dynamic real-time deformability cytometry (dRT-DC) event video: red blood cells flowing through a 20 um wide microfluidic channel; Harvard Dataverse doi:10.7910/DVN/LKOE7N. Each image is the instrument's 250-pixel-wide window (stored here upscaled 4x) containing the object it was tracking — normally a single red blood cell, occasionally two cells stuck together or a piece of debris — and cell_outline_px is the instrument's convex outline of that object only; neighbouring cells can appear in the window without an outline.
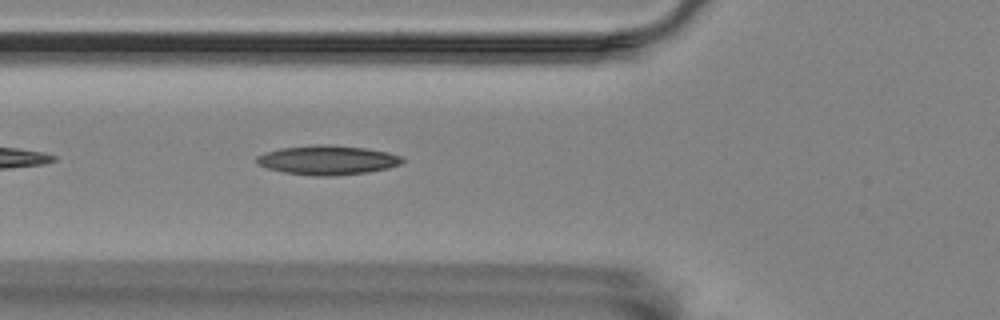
{"species": "Egyptian fruit bat (a non-hibernating species)", "species_latin": "Rousettus aegyptiacus", "temperature_condition": "room temperature", "stored_images_in_passage": 42, "camera_frame_rate_fps": 3000, "um_per_image_px": 0.085, "animal": {"sex": "female"}, "frame": {"image": 1, "passage_image": 6, "time_ms": 1.667, "image_size_px": [1000, 320], "cell_outline_px": [[404, 160], [400, 164], [388, 168], [368, 172], [336, 176], [312, 176], [284, 172], [268, 168], [256, 164], [256, 156], [264, 152], [280, 148], [316, 144], [324, 144], [364, 148], [388, 152], [400, 156]], "centroid_in_image_um": [27.8, 13.61], "position_along_channel_um": 98.0, "area_um2": 24.97}}
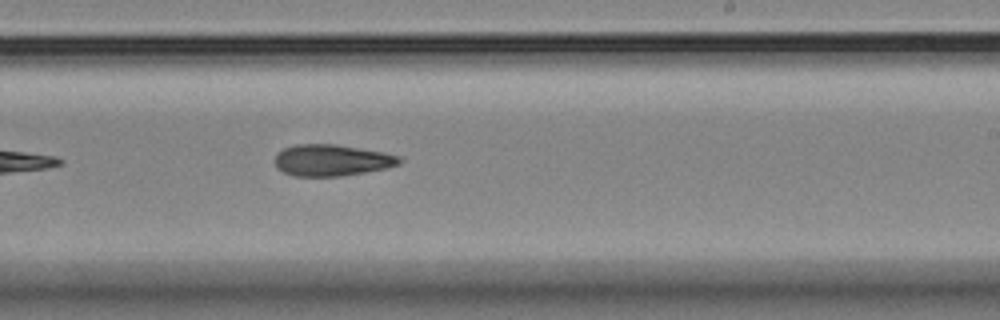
{"frame": {"image": 2, "passage_image": 20, "time_ms": 6.333, "image_size_px": [1000, 320], "cell_outline_px": [[404, 160], [400, 164], [388, 168], [340, 176], [292, 176], [276, 168], [272, 160], [276, 152], [284, 148], [296, 144], [336, 144], [384, 152], [400, 156]], "centroid_in_image_um": [28.17, 13.61], "position_along_channel_um": 260.8, "area_um2": 23.24}}
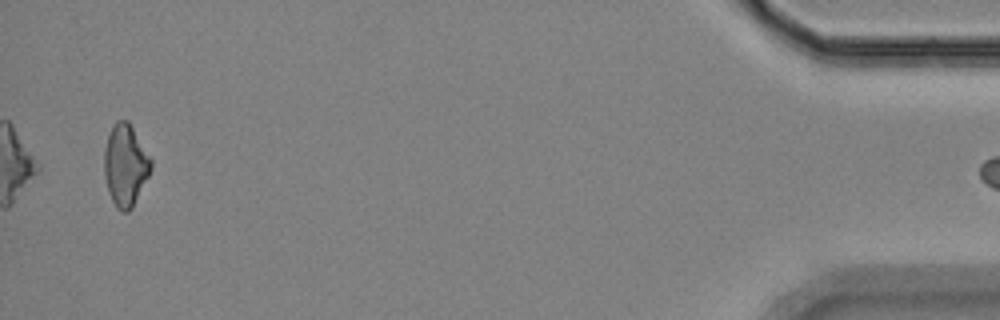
{"frame": {"image": 3, "passage_image": 41, "time_ms": 13.333, "image_size_px": [1000, 320], "cell_outline_px": [[152, 168], [132, 208], [128, 212], [120, 212], [116, 208], [108, 192], [104, 176], [104, 148], [108, 136], [116, 120], [128, 120], [152, 160]], "centroid_in_image_um": [10.65, 14.06], "position_along_channel_um": 424.6, "area_um2": 22.25}}